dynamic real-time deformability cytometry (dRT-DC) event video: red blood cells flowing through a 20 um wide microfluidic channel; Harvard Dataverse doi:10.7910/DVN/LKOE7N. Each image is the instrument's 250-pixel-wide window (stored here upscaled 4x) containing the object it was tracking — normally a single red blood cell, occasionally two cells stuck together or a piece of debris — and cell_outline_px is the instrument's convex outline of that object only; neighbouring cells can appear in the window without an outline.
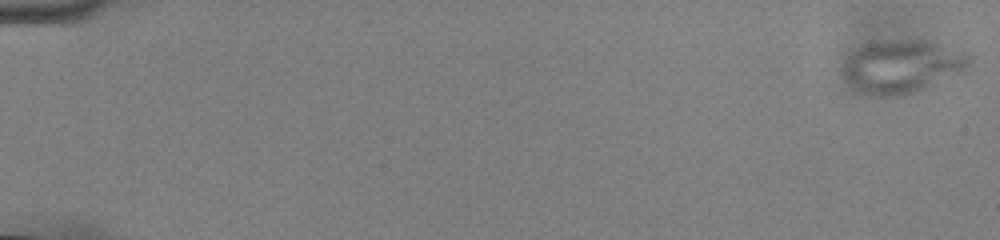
{"species": "common noctule bat (a hibernating species)", "species_latin": "Nyctalus noctula", "temperature_condition": "cold", "stored_images_in_passage": 56, "camera_frame_rate_fps": 3000, "um_per_image_px": 0.085, "animal": {"sex": "male", "body_mass_g": 13.0, "forearm_length_mm": 53.1}, "frame": {"image": 1, "passage_image": 1, "time_ms": 0.0, "image_size_px": [1000, 240], "cell_outline_px": [[972, 64], [964, 72], [920, 88], [908, 92], [888, 96], [876, 96], [852, 88], [844, 80], [840, 72], [840, 68], [844, 60], [852, 52], [868, 44], [880, 40], [912, 40], [932, 44], [968, 52], [972, 56]], "centroid_in_image_um": [76.62, 5.64], "position_along_channel_um": 8.4, "area_um2": 38.44}}
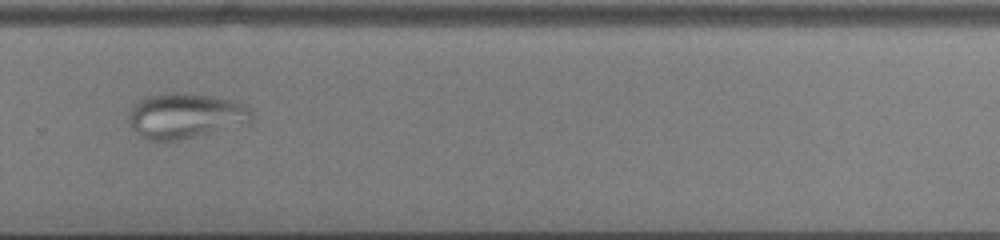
{"frame": {"image": 2, "passage_image": 40, "time_ms": 13.0, "image_size_px": [1000, 240], "cell_outline_px": [[252, 120], [180, 140], [148, 140], [140, 136], [132, 128], [128, 120], [128, 112], [140, 100], [148, 96], [176, 92], [212, 96], [232, 100], [244, 104], [252, 112]], "centroid_in_image_um": [15.69, 9.83], "position_along_channel_um": 314.1, "area_um2": 31.62}}
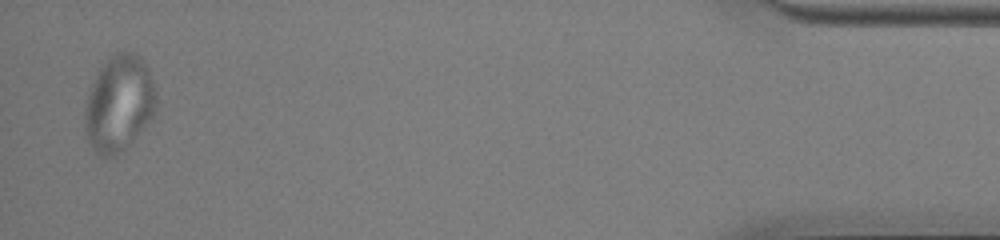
{"frame": {"image": 3, "passage_image": 55, "time_ms": 18.0, "image_size_px": [1000, 240], "cell_outline_px": [[156, 112], [128, 148], [124, 152], [116, 156], [100, 156], [92, 148], [84, 132], [84, 104], [88, 92], [96, 72], [108, 56], [116, 52], [136, 52], [144, 60], [148, 68], [152, 80], [156, 96]], "centroid_in_image_um": [10.09, 8.8], "position_along_channel_um": 425.1, "area_um2": 40.92}}